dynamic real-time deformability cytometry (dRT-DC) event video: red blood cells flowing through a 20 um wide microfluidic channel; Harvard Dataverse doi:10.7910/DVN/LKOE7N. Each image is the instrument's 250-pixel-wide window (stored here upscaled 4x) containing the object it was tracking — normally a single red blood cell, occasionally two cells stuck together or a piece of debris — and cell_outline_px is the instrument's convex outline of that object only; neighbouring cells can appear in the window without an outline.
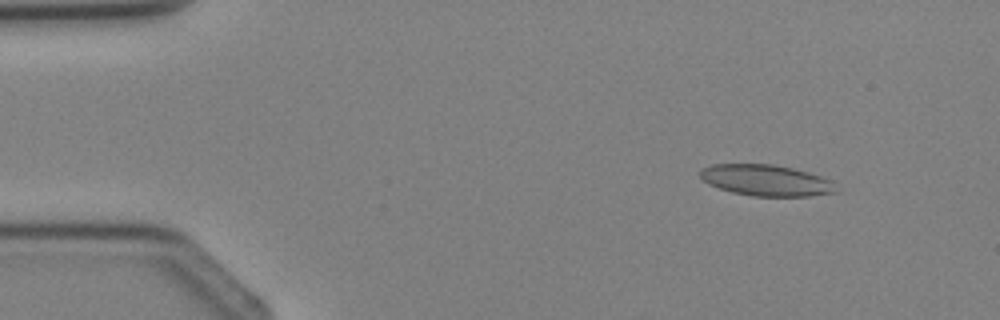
{"species": "Egyptian fruit bat (a non-hibernating species)", "species_latin": "Rousettus aegyptiacus", "temperature_condition": "cold", "stored_images_in_passage": 2, "camera_frame_rate_fps": 3000, "um_per_image_px": 0.085, "animal": {"sex": "female"}, "frame": {"image": 1, "passage_image": 1, "time_ms": 0.0, "image_size_px": [1000, 320], "cell_outline_px": [[836, 192], [808, 196], [752, 196], [732, 192], [720, 188], [704, 180], [700, 176], [700, 168], [712, 164], [772, 164], [792, 168], [808, 172], [832, 180]], "centroid_in_image_um": [65.11, 15.32], "position_along_channel_um": 19.9, "area_um2": 24.45}}
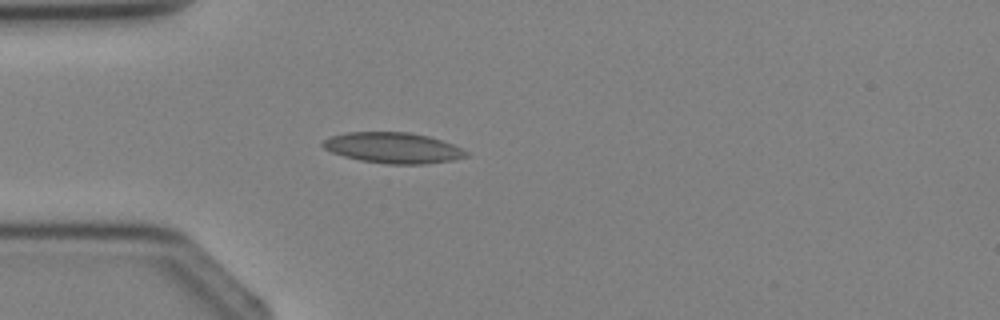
{"frame": {"image": 2, "passage_image": 2, "time_ms": 2.0, "image_size_px": [1000, 320], "cell_outline_px": [[468, 156], [452, 160], [424, 164], [388, 164], [360, 160], [344, 156], [332, 152], [324, 148], [320, 144], [328, 136], [348, 132], [408, 132], [428, 136], [452, 144], [468, 152]], "centroid_in_image_um": [33.38, 12.56], "position_along_channel_um": 51.6, "area_um2": 25.55}}